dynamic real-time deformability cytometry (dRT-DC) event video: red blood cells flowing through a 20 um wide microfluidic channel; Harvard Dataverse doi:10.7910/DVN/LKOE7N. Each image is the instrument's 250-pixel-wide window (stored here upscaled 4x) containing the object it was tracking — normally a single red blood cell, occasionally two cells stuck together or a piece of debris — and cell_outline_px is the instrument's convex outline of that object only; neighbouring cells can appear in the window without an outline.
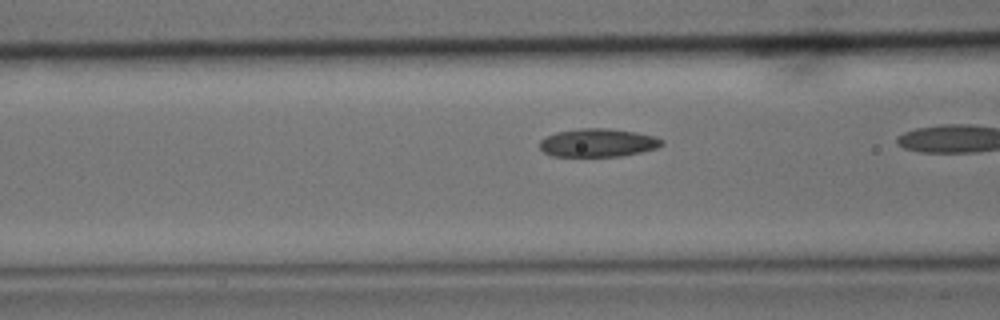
{"species": "common noctule bat (a hibernating species)", "species_latin": "Nyctalus noctula", "temperature_condition": "cold", "stored_images_in_passage": 23, "camera_frame_rate_fps": 3000, "um_per_image_px": 0.085, "animal": {"sex": "male", "body_mass_g": 15.6}, "frame": {"image": 1, "passage_image": 20, "time_ms": 6.333, "image_size_px": [1000, 320], "cell_outline_px": [[664, 144], [656, 148], [640, 152], [620, 156], [552, 156], [544, 152], [540, 148], [540, 140], [556, 132], [580, 128], [608, 128], [636, 132], [656, 136], [664, 140]], "centroid_in_image_um": [50.85, 12.13], "position_along_channel_um": 115.8, "area_um2": 20.11}}